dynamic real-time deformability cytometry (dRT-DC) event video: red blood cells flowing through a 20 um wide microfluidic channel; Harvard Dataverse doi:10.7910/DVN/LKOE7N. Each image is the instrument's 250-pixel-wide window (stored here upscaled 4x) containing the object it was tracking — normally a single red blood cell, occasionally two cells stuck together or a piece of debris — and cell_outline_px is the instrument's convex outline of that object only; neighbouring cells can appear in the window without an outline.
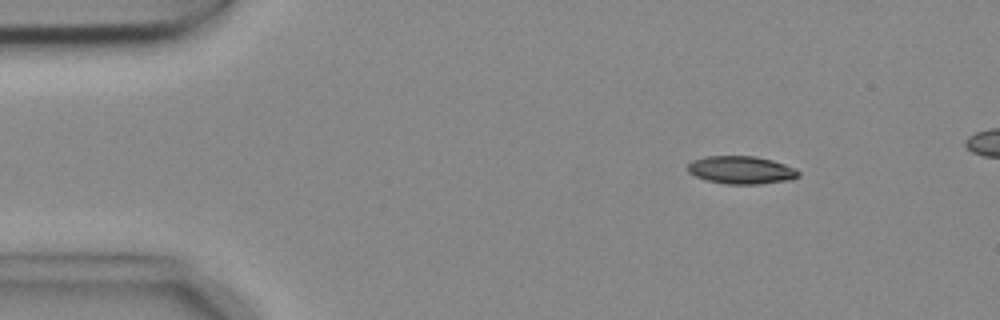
{"species": "common noctule bat (a hibernating species)", "species_latin": "Nyctalus noctula", "temperature_condition": "cold", "stored_images_in_passage": 5, "camera_frame_rate_fps": 3000, "um_per_image_px": 0.085, "animal": {"sex": "female", "body_mass_g": 18.4}, "frame": {"image": 1, "passage_image": 2, "time_ms": 0.333, "image_size_px": [1000, 320], "cell_outline_px": [[800, 176], [792, 180], [760, 184], [724, 184], [704, 180], [688, 172], [688, 164], [692, 160], [708, 156], [756, 156], [772, 160], [796, 168], [800, 172]], "centroid_in_image_um": [63.03, 14.46], "position_along_channel_um": 22.0, "area_um2": 18.21}}